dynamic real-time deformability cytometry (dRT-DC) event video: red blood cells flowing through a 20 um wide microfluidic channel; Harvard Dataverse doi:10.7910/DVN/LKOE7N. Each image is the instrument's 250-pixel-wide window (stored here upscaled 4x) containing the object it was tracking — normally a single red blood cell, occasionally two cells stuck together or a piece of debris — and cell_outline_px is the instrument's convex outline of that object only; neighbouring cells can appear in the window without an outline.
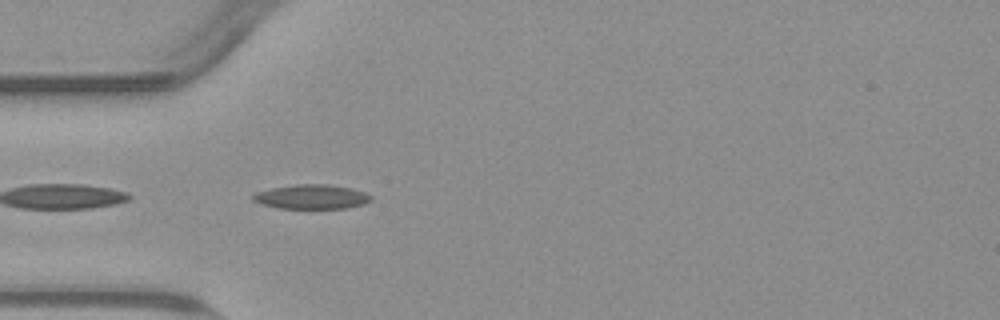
{"species": "common noctule bat (a hibernating species)", "species_latin": "Nyctalus noctula", "temperature_condition": "warm", "stored_images_in_passage": 40, "camera_frame_rate_fps": 3000, "um_per_image_px": 0.085, "animal": {"sex": "male", "body_mass_g": 23.1, "forearm_length_mm": 52.7}, "frame": {"image": 1, "passage_image": 2, "time_ms": 0.333, "image_size_px": [1000, 320], "cell_outline_px": [[372, 200], [364, 204], [348, 208], [280, 208], [260, 204], [252, 200], [252, 196], [256, 192], [272, 188], [296, 184], [328, 184], [352, 188], [364, 192], [372, 196]], "centroid_in_image_um": [26.5, 16.72], "position_along_channel_um": 58.5, "area_um2": 16.82}}
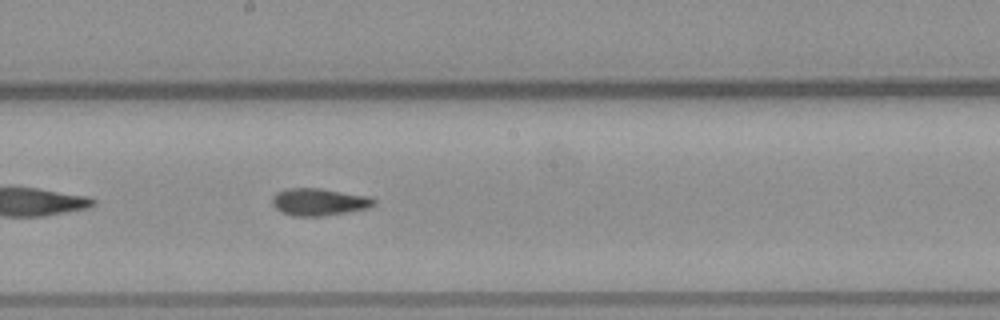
{"frame": {"image": 2, "passage_image": 15, "time_ms": 4.667, "image_size_px": [1000, 320], "cell_outline_px": [[376, 204], [368, 208], [348, 212], [324, 216], [292, 216], [280, 212], [272, 204], [272, 196], [276, 192], [288, 188], [320, 188], [372, 196], [376, 200]], "centroid_in_image_um": [27.13, 17.16], "position_along_channel_um": 221.1, "area_um2": 16.47}}
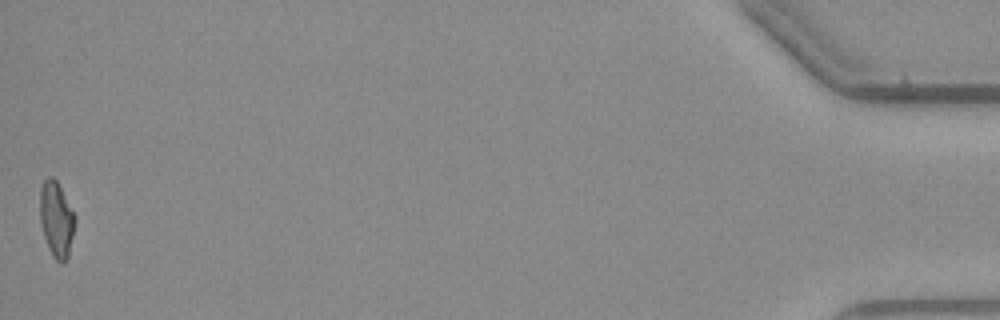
{"frame": {"image": 3, "passage_image": 40, "time_ms": 13.0, "image_size_px": [1000, 320], "cell_outline_px": [[76, 220], [68, 256], [64, 264], [60, 264], [52, 256], [44, 236], [40, 224], [40, 188], [44, 180], [48, 176], [52, 176], [56, 180], [76, 216]], "centroid_in_image_um": [4.79, 18.65], "position_along_channel_um": 430.4, "area_um2": 15.49}, "authors_computed_cell_mechanics": {"area_um2": 15.7505, "velocity_mm_per_s": 3.7876, "shape_relaxation_time_tau1_ms": null, "shape_relaxation_time_tau2_ms": 3.1817, "deformation_change_tau1": null, "deformation_change_tau2": 0.0895}}